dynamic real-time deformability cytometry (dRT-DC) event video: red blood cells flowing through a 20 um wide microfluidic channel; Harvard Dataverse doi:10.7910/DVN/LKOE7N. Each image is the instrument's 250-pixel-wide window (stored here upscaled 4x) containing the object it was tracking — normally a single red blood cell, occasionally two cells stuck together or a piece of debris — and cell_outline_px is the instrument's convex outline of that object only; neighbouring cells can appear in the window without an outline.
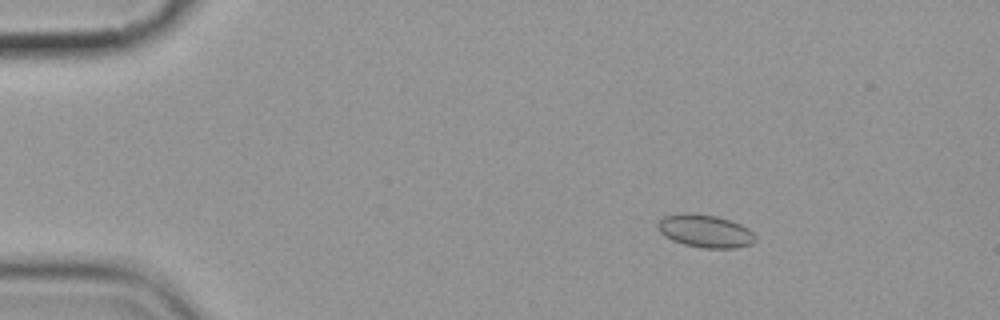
{"species": "common noctule bat (a hibernating species)", "species_latin": "Nyctalus noctula", "temperature_condition": "cold", "stored_images_in_passage": 15, "camera_frame_rate_fps": 3000, "um_per_image_px": 0.085, "animal": {"sex": "female", "body_mass_g": 19.9}, "frame": {"image": 1, "passage_image": 3, "time_ms": 2.333, "image_size_px": [1000, 320], "cell_outline_px": [[756, 240], [752, 244], [736, 248], [704, 248], [684, 244], [672, 240], [664, 236], [660, 232], [656, 224], [664, 216], [688, 212], [692, 212], [716, 216], [740, 224], [748, 228], [756, 236]], "centroid_in_image_um": [59.94, 19.64], "position_along_channel_um": 25.1, "area_um2": 18.73}}
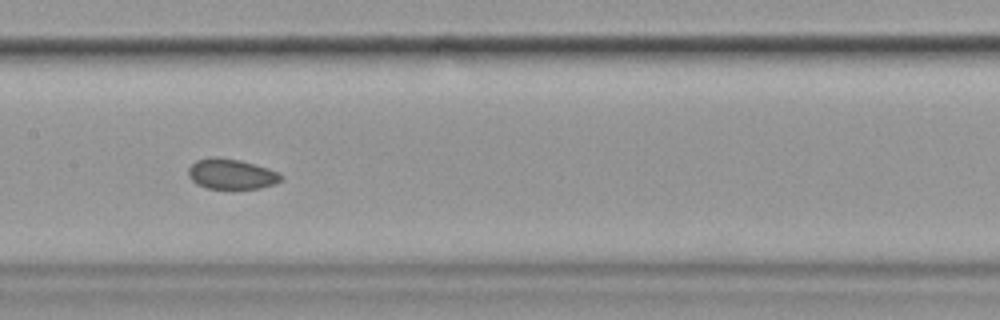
{"frame": {"image": 2, "passage_image": 8, "time_ms": 9.0, "image_size_px": [1000, 320], "cell_outline_px": [[284, 176], [276, 184], [260, 188], [208, 188], [196, 184], [188, 176], [188, 168], [196, 160], [212, 156], [216, 156], [240, 160], [256, 164], [268, 168]], "centroid_in_image_um": [19.65, 14.78], "position_along_channel_um": 187.7, "area_um2": 16.42}}
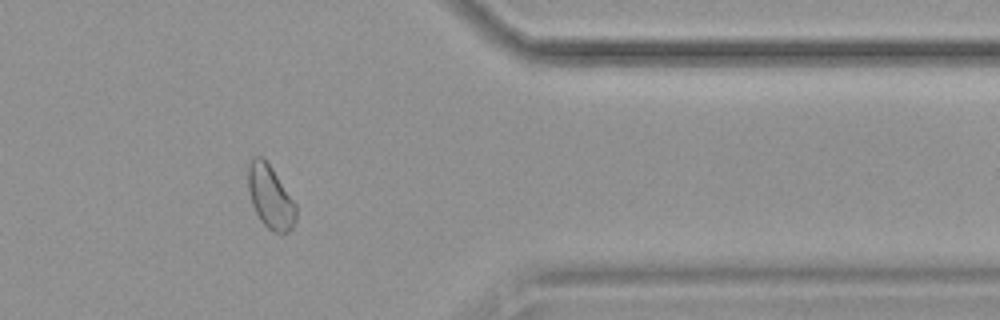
{"frame": {"image": 3, "passage_image": 13, "time_ms": 15.0, "image_size_px": [1000, 320], "cell_outline_px": [[296, 220], [292, 228], [288, 232], [280, 236], [272, 232], [260, 220], [252, 204], [248, 192], [248, 168], [252, 160], [256, 156], [260, 156], [272, 168], [296, 204]], "centroid_in_image_um": [22.99, 16.81], "position_along_channel_um": 388.4, "area_um2": 17.63}, "authors_computed_cell_mechanics": {"area_um2": 17.4556, "velocity_mm_per_s": 3.5931, "shape_relaxation_time_tau1_ms": 3.9419, "shape_relaxation_time_tau2_ms": 2.142, "deformation_change_tau1": 0.0374, "deformation_change_tau2": 0.0341}}